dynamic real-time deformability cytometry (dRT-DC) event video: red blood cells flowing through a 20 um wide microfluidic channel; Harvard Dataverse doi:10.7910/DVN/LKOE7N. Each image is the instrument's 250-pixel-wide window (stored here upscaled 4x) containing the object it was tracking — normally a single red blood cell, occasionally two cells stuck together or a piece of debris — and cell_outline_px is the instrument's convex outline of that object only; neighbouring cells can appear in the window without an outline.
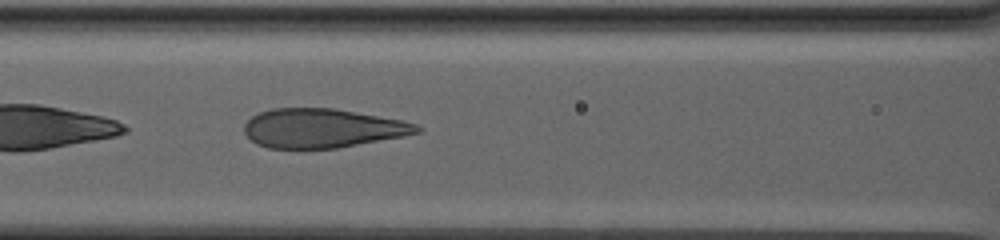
{"species": "human", "species_latin": "Homo sapiens", "temperature_condition": "warm", "stored_images_in_passage": 51, "camera_frame_rate_fps": 3000, "um_per_image_px": 0.085, "donor": {"sex": "male"}, "frame": {"image": 1, "passage_image": 9, "time_ms": 2.667, "image_size_px": [1000, 240], "cell_outline_px": [[424, 128], [420, 132], [404, 136], [336, 148], [268, 148], [256, 144], [244, 132], [244, 124], [252, 116], [260, 112], [272, 108], [332, 108], [404, 120], [416, 124]], "centroid_in_image_um": [27.41, 10.89], "position_along_channel_um": 139.2, "area_um2": 39.3}}
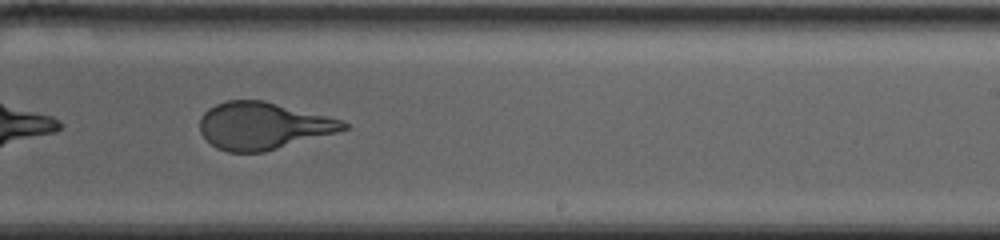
{"frame": {"image": 2, "passage_image": 24, "time_ms": 7.667, "image_size_px": [1000, 240], "cell_outline_px": [[348, 128], [336, 132], [264, 152], [228, 152], [216, 148], [200, 132], [200, 120], [204, 112], [208, 108], [216, 104], [228, 100], [264, 100], [344, 120], [348, 124]], "centroid_in_image_um": [22.34, 10.68], "position_along_channel_um": 266.7, "area_um2": 39.25}}
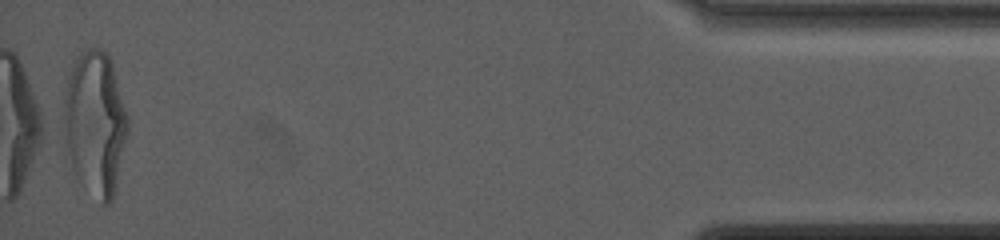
{"frame": {"image": 3, "passage_image": 51, "time_ms": 16.667, "image_size_px": [1000, 240], "cell_outline_px": [[128, 128], [112, 200], [108, 204], [100, 204], [80, 184], [76, 176], [68, 152], [60, 120], [68, 80], [76, 56], [80, 52], [88, 48], [100, 48], [112, 60], [128, 116]], "centroid_in_image_um": [8.06, 10.46], "position_along_channel_um": 427.1, "area_um2": 53.99}, "authors_computed_cell_mechanics": {"area_um2": 40.6912, "velocity_mm_per_s": 2.5544, "shape_relaxation_time_tau1_ms": 8.608, "shape_relaxation_time_tau2_ms": null, "deformation_change_tau1": 0.2478, "deformation_change_tau2": null}}